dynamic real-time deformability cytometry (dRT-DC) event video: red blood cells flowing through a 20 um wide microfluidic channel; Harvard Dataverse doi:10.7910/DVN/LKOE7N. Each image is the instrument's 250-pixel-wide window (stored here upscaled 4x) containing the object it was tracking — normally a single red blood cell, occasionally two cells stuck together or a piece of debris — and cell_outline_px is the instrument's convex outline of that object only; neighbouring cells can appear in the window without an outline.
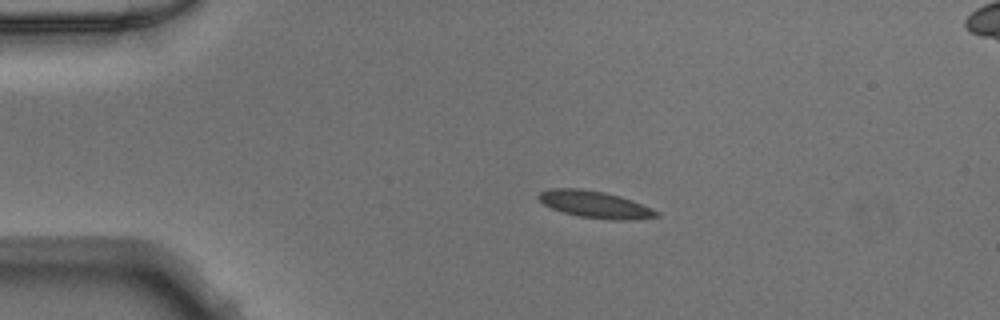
{"species": "Egyptian fruit bat (a non-hibernating species)", "species_latin": "Rousettus aegyptiacus", "temperature_condition": "warm", "stored_images_in_passage": 41, "camera_frame_rate_fps": 3000, "um_per_image_px": 0.085, "animal": {"sex": "male"}, "frame": {"image": 1, "passage_image": 1, "time_ms": 0.0, "image_size_px": [1000, 320], "cell_outline_px": [[660, 216], [632, 220], [608, 220], [580, 216], [564, 212], [552, 208], [544, 204], [536, 196], [540, 192], [552, 188], [580, 188], [604, 192], [620, 196], [632, 200], [652, 208], [660, 212]], "centroid_in_image_um": [50.61, 17.38], "position_along_channel_um": 34.4, "area_um2": 18.5}}
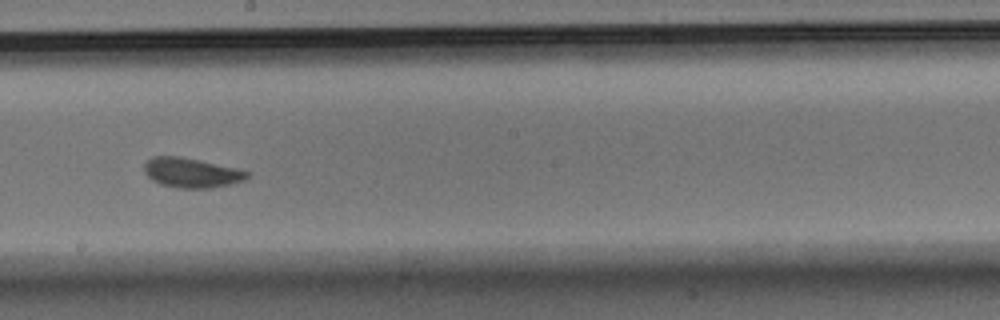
{"frame": {"image": 2, "passage_image": 19, "time_ms": 6.0, "image_size_px": [1000, 320], "cell_outline_px": [[252, 172], [244, 180], [232, 184], [212, 188], [180, 188], [160, 184], [152, 180], [144, 172], [144, 164], [152, 156], [180, 156], [200, 160], [236, 168]], "centroid_in_image_um": [16.28, 14.68], "position_along_channel_um": 231.9, "area_um2": 17.92}}
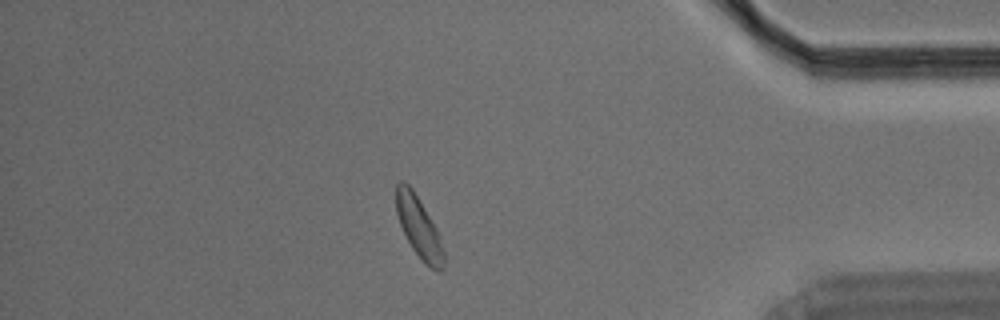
{"frame": {"image": 3, "passage_image": 34, "time_ms": 11.0, "image_size_px": [1000, 320], "cell_outline_px": [[444, 268], [440, 272], [436, 272], [412, 248], [400, 224], [396, 212], [396, 184], [400, 180], [404, 180], [412, 188], [436, 228], [444, 252]], "centroid_in_image_um": [35.59, 19.28], "position_along_channel_um": 399.6, "area_um2": 16.47}}